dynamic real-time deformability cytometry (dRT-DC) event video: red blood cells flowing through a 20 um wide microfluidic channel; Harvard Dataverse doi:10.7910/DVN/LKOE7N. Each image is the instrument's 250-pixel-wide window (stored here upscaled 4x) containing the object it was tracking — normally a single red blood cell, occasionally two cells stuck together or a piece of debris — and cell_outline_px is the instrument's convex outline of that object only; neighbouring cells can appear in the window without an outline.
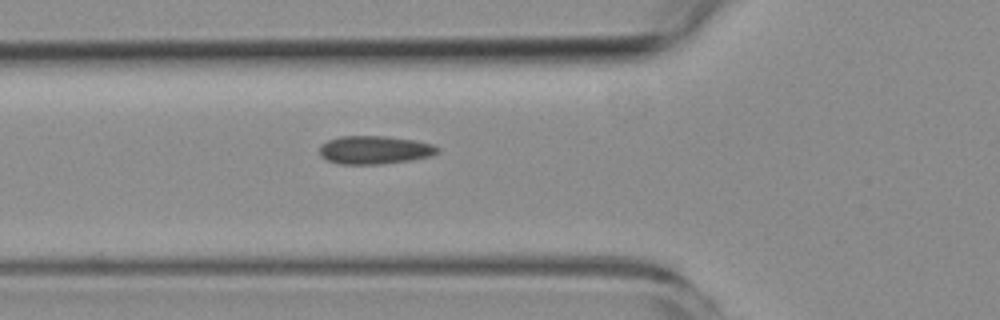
{"species": "common noctule bat (a hibernating species)", "species_latin": "Nyctalus noctula", "temperature_condition": "room temperature", "stored_images_in_passage": 5, "camera_frame_rate_fps": 3000, "um_per_image_px": 0.085, "animal": {"sex": "female", "body_mass_g": 19.3, "forearm_length_mm": 54.1}, "frame": {"image": 1, "passage_image": 5, "time_ms": 5.333, "image_size_px": [1000, 320], "cell_outline_px": [[440, 152], [432, 156], [408, 160], [380, 164], [340, 164], [328, 160], [320, 156], [320, 144], [328, 140], [340, 136], [384, 136], [416, 140], [432, 144], [440, 148]], "centroid_in_image_um": [31.85, 12.74], "position_along_channel_um": 93.9, "area_um2": 19.48}}